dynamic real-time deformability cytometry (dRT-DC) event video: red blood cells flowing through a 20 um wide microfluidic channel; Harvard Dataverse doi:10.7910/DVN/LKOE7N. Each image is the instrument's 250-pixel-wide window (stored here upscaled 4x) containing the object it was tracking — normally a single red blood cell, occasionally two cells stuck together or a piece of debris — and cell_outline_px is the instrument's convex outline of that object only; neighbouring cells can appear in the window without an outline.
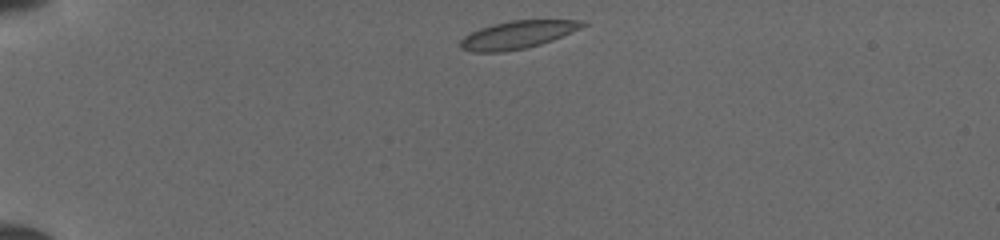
{"species": "common noctule bat (a hibernating species)", "species_latin": "Nyctalus noctula", "temperature_condition": "cold", "stored_images_in_passage": 39, "camera_frame_rate_fps": 3000, "um_per_image_px": 0.085, "animal": {"sex": "female", "body_mass_g": 19.5, "forearm_length_mm": 54.1}, "frame": {"image": 1, "passage_image": 1, "time_ms": 0.0, "image_size_px": [1000, 240], "cell_outline_px": [[588, 24], [580, 28], [552, 40], [528, 48], [504, 52], [472, 52], [460, 48], [460, 40], [464, 36], [480, 28], [512, 20], [580, 20]], "centroid_in_image_um": [43.96, 2.97], "position_along_channel_um": 41.0, "area_um2": 19.59}}
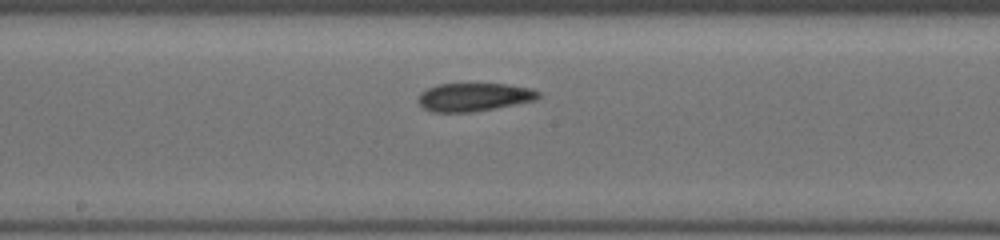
{"frame": {"image": 2, "passage_image": 17, "time_ms": 5.333, "image_size_px": [1000, 240], "cell_outline_px": [[540, 96], [536, 100], [496, 108], [472, 112], [432, 112], [424, 108], [416, 100], [420, 92], [428, 88], [440, 84], [508, 84], [532, 88], [540, 92]], "centroid_in_image_um": [40.29, 8.25], "position_along_channel_um": 207.9, "area_um2": 19.88}}
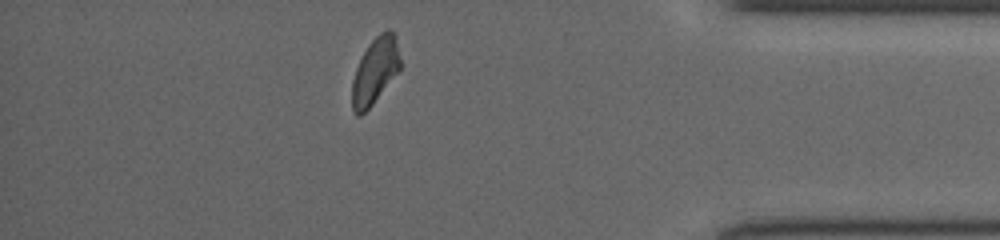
{"frame": {"image": 3, "passage_image": 33, "time_ms": 10.667, "image_size_px": [1000, 240], "cell_outline_px": [[400, 68], [372, 104], [360, 116], [356, 116], [352, 108], [352, 80], [356, 68], [368, 44], [380, 32], [388, 28], [396, 36], [400, 60]], "centroid_in_image_um": [31.86, 6.0], "position_along_channel_um": 403.3, "area_um2": 18.26}}